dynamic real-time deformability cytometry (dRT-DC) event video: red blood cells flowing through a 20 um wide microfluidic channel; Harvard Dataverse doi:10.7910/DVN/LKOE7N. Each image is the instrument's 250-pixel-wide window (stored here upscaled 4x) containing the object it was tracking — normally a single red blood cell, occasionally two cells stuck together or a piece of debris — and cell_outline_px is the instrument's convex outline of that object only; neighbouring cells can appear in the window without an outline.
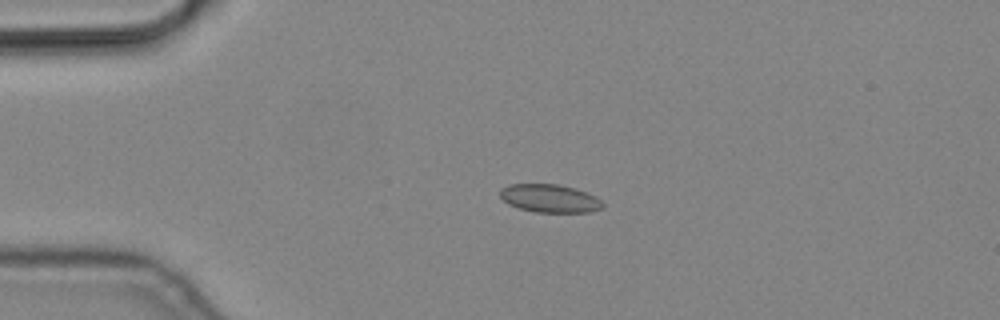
{"species": "common noctule bat (a hibernating species)", "species_latin": "Nyctalus noctula", "temperature_condition": "cold", "stored_images_in_passage": 7, "camera_frame_rate_fps": 3000, "um_per_image_px": 0.085, "animal": {"sex": "male", "body_mass_g": 19.2, "forearm_length_mm": 51.8}, "frame": {"image": 1, "passage_image": 4, "time_ms": 1.0, "image_size_px": [1000, 320], "cell_outline_px": [[604, 208], [588, 212], [536, 212], [520, 208], [508, 204], [500, 196], [500, 188], [508, 184], [560, 184], [576, 188], [596, 196], [604, 204]], "centroid_in_image_um": [46.74, 16.85], "position_along_channel_um": 38.3, "area_um2": 16.94}}